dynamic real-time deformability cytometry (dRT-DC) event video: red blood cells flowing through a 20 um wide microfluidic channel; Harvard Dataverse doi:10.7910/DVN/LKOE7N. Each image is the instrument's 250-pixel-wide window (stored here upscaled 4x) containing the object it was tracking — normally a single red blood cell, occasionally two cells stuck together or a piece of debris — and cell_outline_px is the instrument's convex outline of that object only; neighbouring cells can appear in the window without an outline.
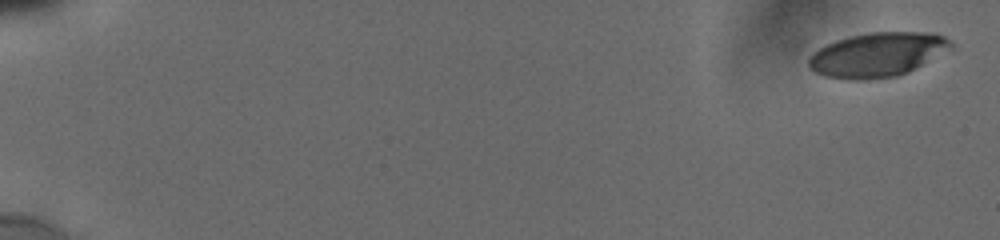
{"species": "human", "species_latin": "Homo sapiens", "temperature_condition": "cold", "stored_images_in_passage": 12, "camera_frame_rate_fps": 3000, "um_per_image_px": 0.085, "donor": {"sex": "male"}, "frame": {"image": 1, "passage_image": 1, "time_ms": 0.0, "image_size_px": [1000, 240], "cell_outline_px": [[952, 48], [908, 72], [896, 76], [868, 80], [848, 80], [824, 76], [816, 72], [808, 64], [808, 60], [820, 48], [836, 40], [848, 36], [872, 32], [936, 32], [944, 36], [952, 44]], "centroid_in_image_um": [74.6, 4.64], "position_along_channel_um": 10.4, "area_um2": 36.53}}
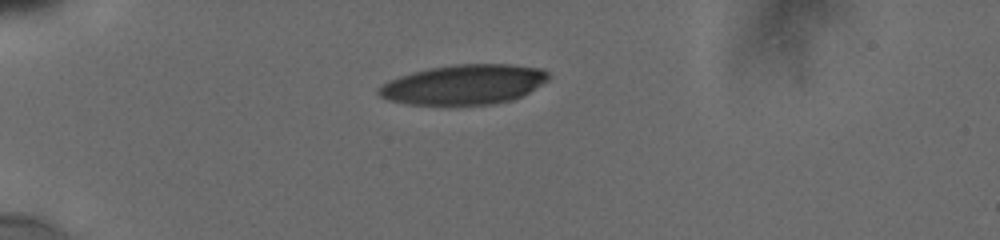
{"frame": {"image": 2, "passage_image": 7, "time_ms": 5.0, "image_size_px": [1000, 240], "cell_outline_px": [[548, 80], [528, 92], [512, 100], [492, 104], [448, 108], [408, 104], [388, 100], [380, 96], [376, 92], [376, 88], [380, 84], [388, 80], [412, 72], [428, 68], [456, 64], [512, 64], [544, 68], [548, 72]], "centroid_in_image_um": [39.37, 7.22], "position_along_channel_um": 45.6, "area_um2": 40.69}}
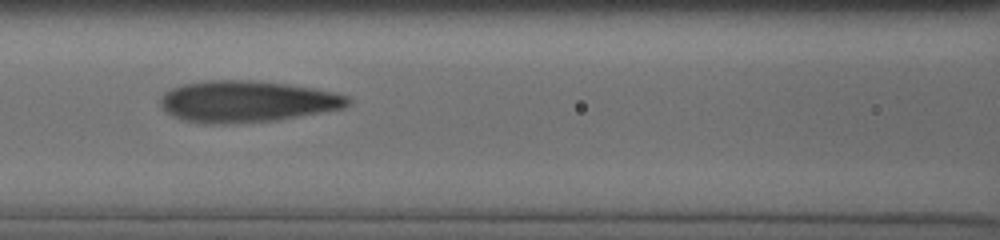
{"frame": {"image": 3, "passage_image": 11, "time_ms": 8.667, "image_size_px": [1000, 240], "cell_outline_px": [[352, 100], [344, 108], [324, 112], [276, 120], [184, 120], [168, 112], [160, 104], [160, 100], [164, 92], [172, 88], [184, 84], [208, 80], [256, 80], [288, 84], [316, 88], [348, 96]], "centroid_in_image_um": [21.09, 8.56], "position_along_channel_um": 145.5, "area_um2": 43.7}}